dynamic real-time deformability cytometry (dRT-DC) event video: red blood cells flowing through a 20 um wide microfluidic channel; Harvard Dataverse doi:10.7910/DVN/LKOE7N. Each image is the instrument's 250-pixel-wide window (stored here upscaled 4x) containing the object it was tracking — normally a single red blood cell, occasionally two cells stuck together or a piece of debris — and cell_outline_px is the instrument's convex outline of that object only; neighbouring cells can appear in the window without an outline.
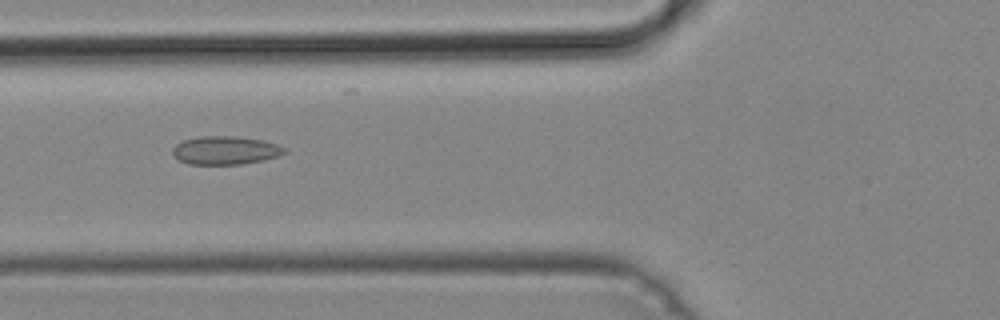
{"species": "common noctule bat (a hibernating species)", "species_latin": "Nyctalus noctula", "temperature_condition": "cold", "stored_images_in_passage": 50, "camera_frame_rate_fps": 3000, "um_per_image_px": 0.085, "animal": {"sex": "male", "body_mass_g": 19.2, "forearm_length_mm": 51.8}, "frame": {"image": 1, "passage_image": 19, "time_ms": 6.0, "image_size_px": [1000, 320], "cell_outline_px": [[288, 152], [280, 156], [264, 160], [244, 164], [188, 164], [172, 156], [172, 148], [176, 144], [184, 140], [200, 136], [236, 136], [264, 140], [276, 144], [284, 148]], "centroid_in_image_um": [19.17, 12.78], "position_along_channel_um": 106.6, "area_um2": 18.67}}
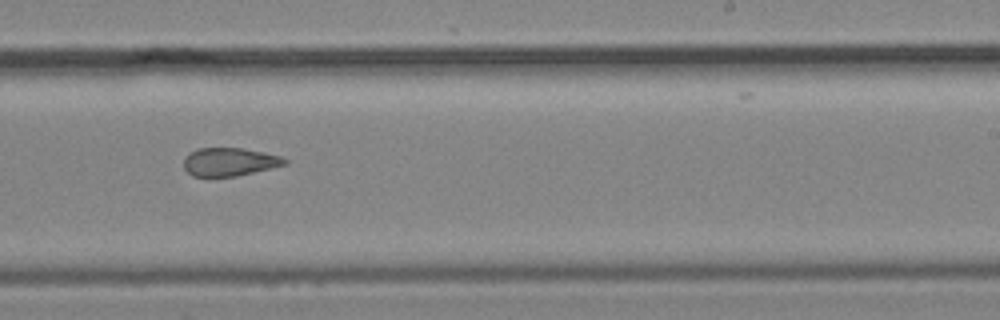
{"frame": {"image": 2, "passage_image": 31, "time_ms": 10.0, "image_size_px": [1000, 320], "cell_outline_px": [[288, 164], [272, 168], [236, 176], [192, 176], [184, 168], [184, 160], [196, 148], [244, 148], [280, 156], [288, 160]], "centroid_in_image_um": [19.54, 13.76], "position_along_channel_um": 269.5, "area_um2": 16.47}}
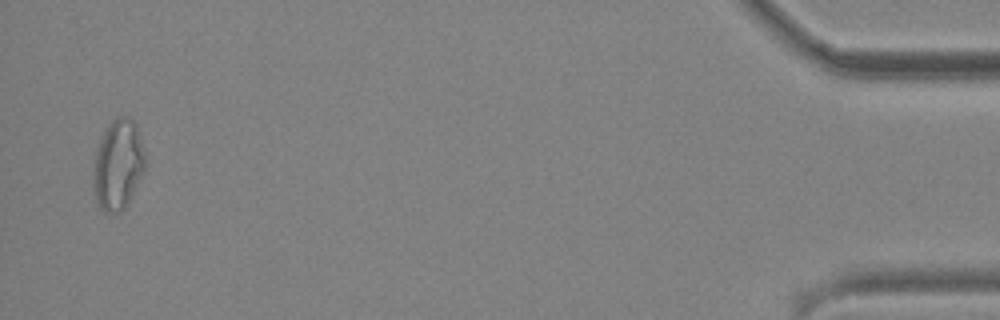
{"frame": {"image": 3, "passage_image": 49, "time_ms": 16.0, "image_size_px": [1000, 320], "cell_outline_px": [[148, 164], [144, 172], [124, 208], [120, 212], [104, 212], [96, 204], [92, 188], [92, 168], [96, 148], [100, 136], [108, 124], [116, 116], [128, 116], [136, 124]], "centroid_in_image_um": [10.0, 13.98], "position_along_channel_um": 425.2, "area_um2": 27.98}}